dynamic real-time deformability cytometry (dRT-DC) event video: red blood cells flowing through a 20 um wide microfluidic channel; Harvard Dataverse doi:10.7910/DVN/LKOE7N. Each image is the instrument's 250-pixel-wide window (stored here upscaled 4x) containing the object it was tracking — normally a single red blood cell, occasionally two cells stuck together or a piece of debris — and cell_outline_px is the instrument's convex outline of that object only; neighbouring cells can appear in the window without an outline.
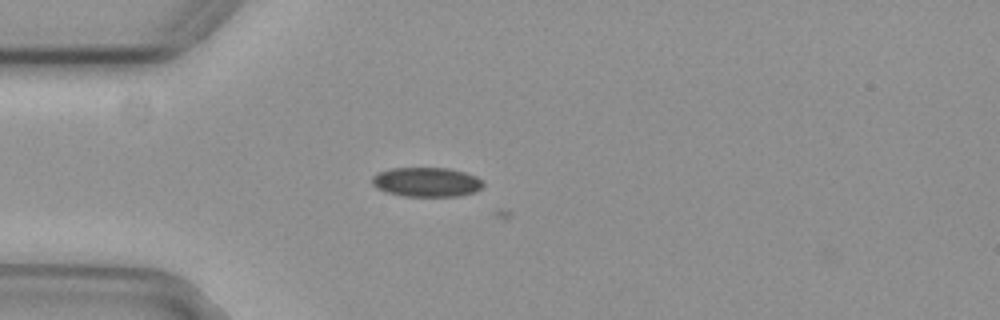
{"species": "common noctule bat (a hibernating species)", "species_latin": "Nyctalus noctula", "temperature_condition": "cold", "stored_images_in_passage": 3, "camera_frame_rate_fps": 3000, "um_per_image_px": 0.085, "animal": {"sex": "female", "body_mass_g": 29.2, "forearm_length_mm": 56.3}, "frame": {"image": 1, "passage_image": 2, "time_ms": 0.333, "image_size_px": [1000, 320], "cell_outline_px": [[484, 184], [476, 192], [460, 196], [404, 196], [388, 192], [376, 188], [372, 184], [372, 176], [376, 172], [392, 168], [448, 168], [464, 172], [476, 176]], "centroid_in_image_um": [36.24, 15.47], "position_along_channel_um": 48.8, "area_um2": 19.07}}